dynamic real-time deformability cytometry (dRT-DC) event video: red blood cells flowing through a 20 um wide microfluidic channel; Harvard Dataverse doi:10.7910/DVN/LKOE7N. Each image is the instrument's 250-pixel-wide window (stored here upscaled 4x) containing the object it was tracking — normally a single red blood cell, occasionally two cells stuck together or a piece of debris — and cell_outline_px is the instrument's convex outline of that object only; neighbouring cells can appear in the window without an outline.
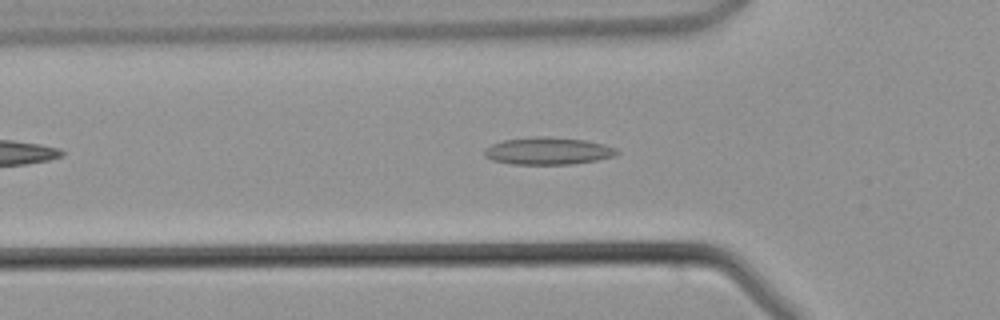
{"species": "common noctule bat (a hibernating species)", "species_latin": "Nyctalus noctula", "temperature_condition": "warm", "stored_images_in_passage": 41, "camera_frame_rate_fps": 3000, "um_per_image_px": 0.085, "animal": {"sex": "male", "body_mass_g": 21.5, "forearm_length_mm": 52.0}, "frame": {"image": 1, "passage_image": 11, "time_ms": 3.333, "image_size_px": [1000, 320], "cell_outline_px": [[620, 152], [616, 156], [596, 160], [572, 164], [512, 164], [492, 160], [484, 156], [484, 152], [492, 144], [504, 140], [536, 136], [544, 136], [584, 140], [616, 148]], "centroid_in_image_um": [46.58, 12.84], "position_along_channel_um": 79.2, "area_um2": 20.87}}
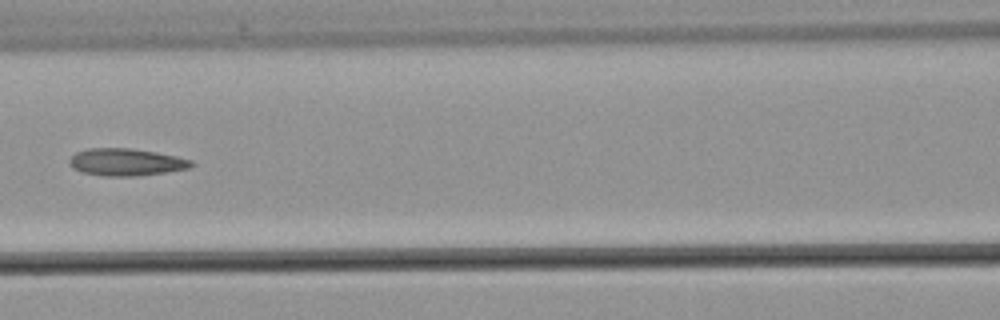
{"frame": {"image": 2, "passage_image": 16, "time_ms": 5.0, "image_size_px": [1000, 320], "cell_outline_px": [[196, 164], [188, 168], [164, 172], [136, 176], [100, 176], [84, 172], [72, 168], [68, 164], [68, 160], [76, 152], [88, 148], [128, 148], [156, 152], [176, 156], [192, 160]], "centroid_in_image_um": [10.69, 13.78], "position_along_channel_um": 155.9, "area_um2": 19.36}}
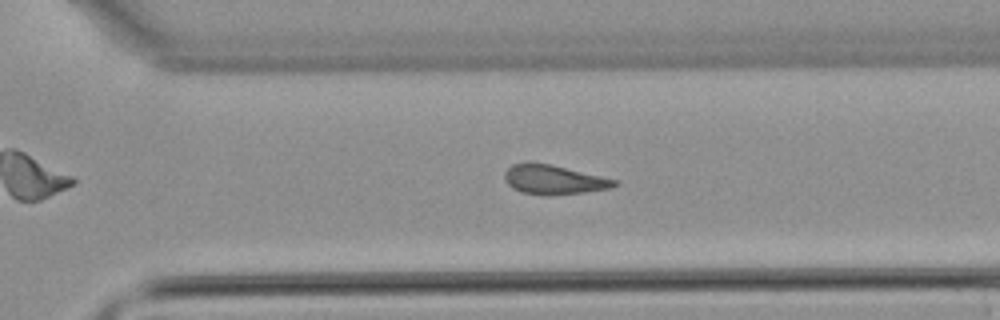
{"frame": {"image": 3, "passage_image": 27, "time_ms": 8.667, "image_size_px": [1000, 320], "cell_outline_px": [[620, 184], [612, 188], [584, 192], [544, 196], [520, 192], [512, 188], [504, 180], [504, 172], [512, 164], [528, 160], [548, 164], [620, 180]], "centroid_in_image_um": [47.05, 15.26], "position_along_channel_um": 323.5, "area_um2": 19.19}}